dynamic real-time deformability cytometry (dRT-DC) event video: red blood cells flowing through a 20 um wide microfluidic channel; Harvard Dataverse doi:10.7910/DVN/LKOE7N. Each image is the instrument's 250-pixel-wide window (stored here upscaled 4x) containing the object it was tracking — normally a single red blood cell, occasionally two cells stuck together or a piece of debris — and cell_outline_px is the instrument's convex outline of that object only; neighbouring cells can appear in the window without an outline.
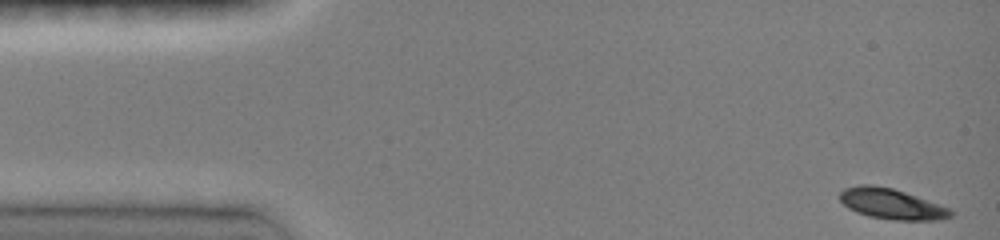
{"species": "common noctule bat (a hibernating species)", "species_latin": "Nyctalus noctula", "temperature_condition": "room temperature", "stored_images_in_passage": 52, "camera_frame_rate_fps": 3000, "um_per_image_px": 0.085, "animal": {"sex": "female", "body_mass_g": 19.0, "forearm_length_mm": 51.5}, "frame": {"image": 1, "passage_image": 1, "time_ms": 0.0, "image_size_px": [1000, 240], "cell_outline_px": [[952, 216], [940, 220], [892, 220], [868, 216], [856, 212], [848, 208], [840, 200], [840, 192], [844, 188], [860, 184], [872, 184], [892, 188], [916, 196], [948, 208], [952, 212]], "centroid_in_image_um": [75.73, 17.33], "position_along_channel_um": 9.3, "area_um2": 19.59}}
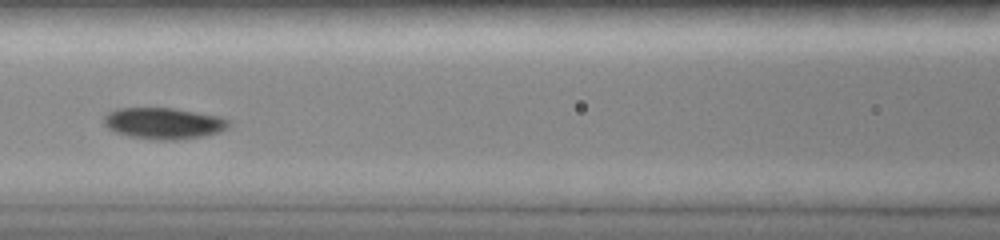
{"frame": {"image": 2, "passage_image": 33, "time_ms": 6.333, "image_size_px": [1000, 240], "cell_outline_px": [[232, 124], [228, 128], [220, 132], [204, 136], [176, 140], [152, 140], [128, 136], [116, 132], [108, 128], [104, 124], [104, 116], [108, 112], [116, 108], [172, 108], [220, 116], [228, 120]], "centroid_in_image_um": [13.92, 10.49], "position_along_channel_um": 152.7, "area_um2": 23.0}}
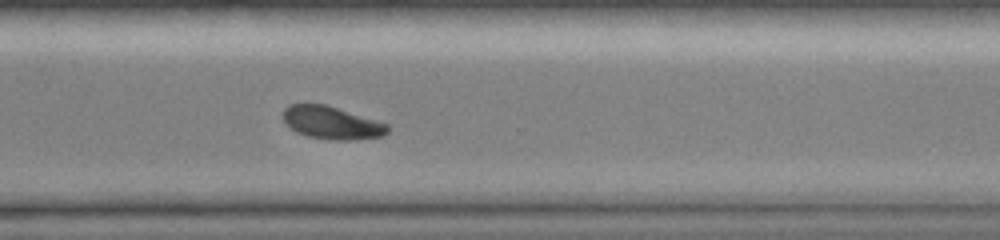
{"frame": {"image": 3, "passage_image": 52, "time_ms": 11.0, "image_size_px": [1000, 240], "cell_outline_px": [[388, 132], [384, 136], [356, 140], [332, 140], [308, 136], [296, 132], [284, 120], [284, 108], [288, 104], [324, 104], [388, 124]], "centroid_in_image_um": [28.21, 10.45], "position_along_channel_um": 342.4, "area_um2": 19.71}}